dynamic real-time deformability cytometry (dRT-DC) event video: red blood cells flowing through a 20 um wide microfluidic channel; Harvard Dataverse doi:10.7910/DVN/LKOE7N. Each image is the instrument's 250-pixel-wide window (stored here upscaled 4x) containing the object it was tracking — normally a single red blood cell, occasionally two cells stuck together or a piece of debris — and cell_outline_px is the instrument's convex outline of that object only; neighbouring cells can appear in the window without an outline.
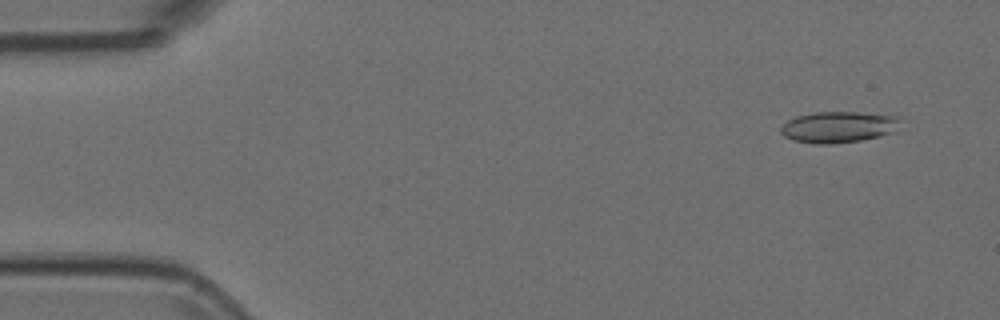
{"species": "Egyptian fruit bat (a non-hibernating species)", "species_latin": "Rousettus aegyptiacus", "temperature_condition": "room temperature", "stored_images_in_passage": 18, "camera_frame_rate_fps": 3000, "um_per_image_px": 0.085, "animal": {"sex": "female"}, "frame": {"image": 1, "passage_image": 4, "time_ms": 1.0, "image_size_px": [1000, 320], "cell_outline_px": [[900, 120], [896, 132], [880, 136], [860, 140], [828, 144], [816, 144], [792, 140], [784, 136], [780, 132], [780, 128], [788, 120], [796, 116], [816, 112], [856, 112], [900, 116]], "centroid_in_image_um": [71.28, 10.79], "position_along_channel_um": 13.7, "area_um2": 21.79}}
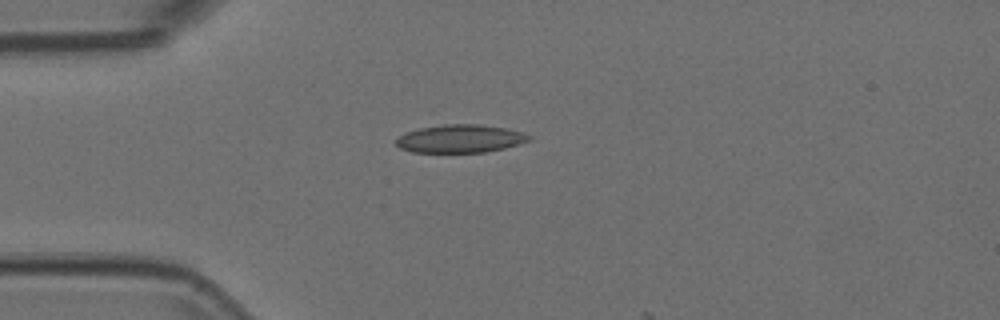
{"frame": {"image": 2, "passage_image": 14, "time_ms": 4.333, "image_size_px": [1000, 320], "cell_outline_px": [[532, 140], [504, 148], [484, 152], [412, 152], [400, 148], [396, 144], [396, 140], [400, 136], [408, 132], [420, 128], [444, 124], [480, 124], [504, 128], [520, 132], [532, 136]], "centroid_in_image_um": [39.13, 11.79], "position_along_channel_um": 45.9, "area_um2": 21.5}}